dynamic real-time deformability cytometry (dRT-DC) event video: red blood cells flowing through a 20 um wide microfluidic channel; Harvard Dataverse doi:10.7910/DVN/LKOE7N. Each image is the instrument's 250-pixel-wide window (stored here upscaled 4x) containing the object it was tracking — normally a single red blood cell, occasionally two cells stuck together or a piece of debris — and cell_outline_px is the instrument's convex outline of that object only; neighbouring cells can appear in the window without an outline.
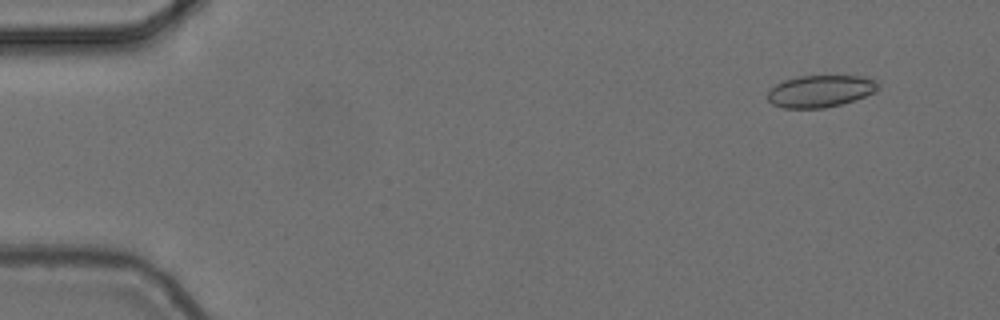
{"species": "common noctule bat (a hibernating species)", "species_latin": "Nyctalus noctula", "temperature_condition": "cold", "stored_images_in_passage": 56, "camera_frame_rate_fps": 3000, "um_per_image_px": 0.085, "animal": {"sex": "female", "body_mass_g": 24.6, "forearm_length_mm": 56.2}, "frame": {"image": 1, "passage_image": 5, "time_ms": 1.333, "image_size_px": [1000, 320], "cell_outline_px": [[880, 88], [876, 92], [840, 104], [824, 108], [784, 108], [772, 104], [768, 100], [768, 88], [784, 80], [796, 76], [860, 76], [876, 80], [880, 84]], "centroid_in_image_um": [69.72, 7.74], "position_along_channel_um": 15.3, "area_um2": 20.69}}
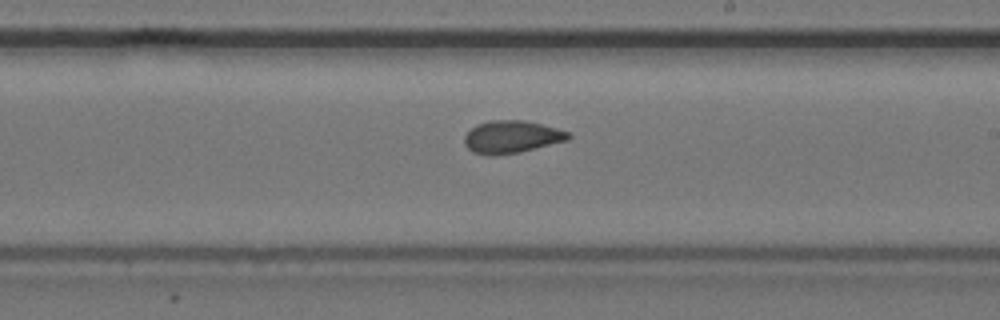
{"frame": {"image": 2, "passage_image": 33, "time_ms": 10.667, "image_size_px": [1000, 320], "cell_outline_px": [[572, 136], [568, 140], [520, 152], [492, 156], [488, 156], [472, 152], [464, 144], [464, 136], [476, 124], [492, 120], [524, 120], [572, 132]], "centroid_in_image_um": [43.49, 11.64], "position_along_channel_um": 245.5, "area_um2": 19.83}}
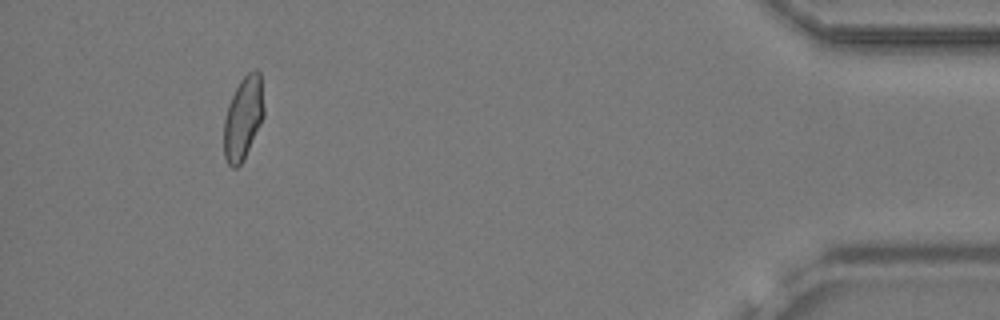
{"frame": {"image": 3, "passage_image": 52, "time_ms": 17.0, "image_size_px": [1000, 320], "cell_outline_px": [[264, 116], [244, 160], [236, 168], [232, 168], [228, 164], [224, 156], [224, 120], [228, 104], [240, 80], [248, 72], [256, 68], [260, 72], [264, 108]], "centroid_in_image_um": [20.67, 10.03], "position_along_channel_um": 414.5, "area_um2": 19.42}, "authors_computed_cell_mechanics": {"area_um2": 19.7676, "velocity_mm_per_s": 3.7015, "shape_relaxation_time_tau1_ms": 9.191, "shape_relaxation_time_tau2_ms": 1.4433, "deformation_change_tau1": 0.1631, "deformation_change_tau2": 0.0591}}